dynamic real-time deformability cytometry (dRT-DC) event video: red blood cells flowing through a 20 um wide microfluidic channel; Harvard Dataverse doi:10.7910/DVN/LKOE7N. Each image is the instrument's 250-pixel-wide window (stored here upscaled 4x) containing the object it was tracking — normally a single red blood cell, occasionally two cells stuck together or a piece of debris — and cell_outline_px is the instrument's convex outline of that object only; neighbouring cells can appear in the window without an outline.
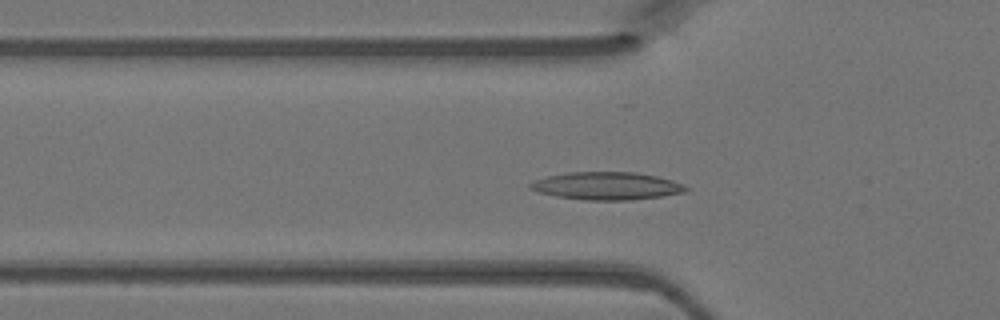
{"species": "Egyptian fruit bat (a non-hibernating species)", "species_latin": "Rousettus aegyptiacus", "temperature_condition": "warm", "stored_images_in_passage": 45, "camera_frame_rate_fps": 3000, "um_per_image_px": 0.085, "animal": {"sex": "female"}, "frame": {"image": 1, "passage_image": 12, "time_ms": 3.667, "image_size_px": [1000, 320], "cell_outline_px": [[688, 188], [684, 192], [664, 196], [632, 200], [584, 200], [556, 196], [540, 192], [528, 188], [528, 184], [536, 180], [548, 176], [568, 172], [636, 172], [656, 176], [672, 180], [684, 184]], "centroid_in_image_um": [51.59, 15.8], "position_along_channel_um": 74.2, "area_um2": 25.14}}
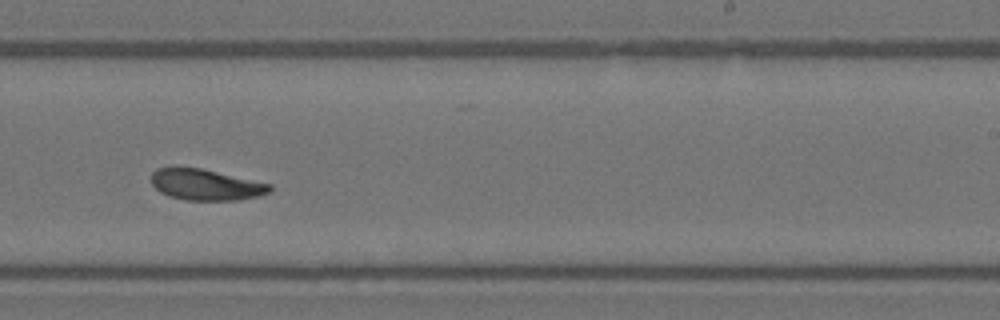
{"frame": {"image": 2, "passage_image": 26, "time_ms": 8.333, "image_size_px": [1000, 320], "cell_outline_px": [[272, 188], [268, 192], [256, 196], [236, 200], [184, 200], [168, 196], [160, 192], [152, 184], [152, 172], [156, 168], [200, 168], [272, 184]], "centroid_in_image_um": [17.48, 15.71], "position_along_channel_um": 271.5, "area_um2": 21.15}}
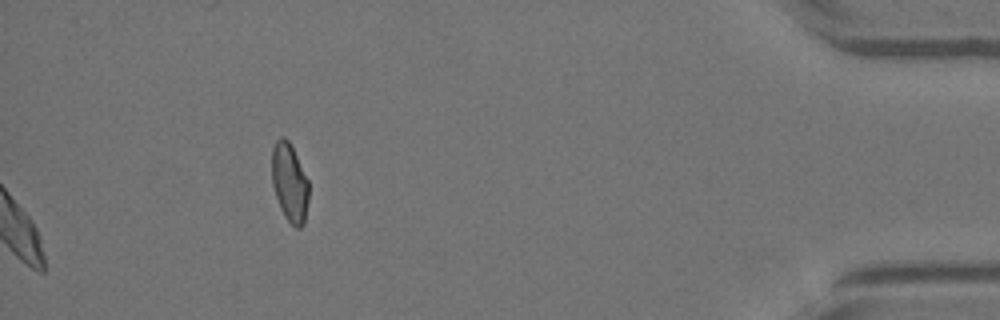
{"frame": {"image": 3, "passage_image": 45, "time_ms": 14.667, "image_size_px": [1000, 320], "cell_outline_px": [[308, 200], [304, 224], [300, 228], [296, 228], [284, 216], [280, 208], [272, 184], [272, 148], [276, 140], [280, 136], [284, 136], [288, 140], [308, 180]], "centroid_in_image_um": [24.6, 15.52], "position_along_channel_um": 410.6, "area_um2": 16.76}}